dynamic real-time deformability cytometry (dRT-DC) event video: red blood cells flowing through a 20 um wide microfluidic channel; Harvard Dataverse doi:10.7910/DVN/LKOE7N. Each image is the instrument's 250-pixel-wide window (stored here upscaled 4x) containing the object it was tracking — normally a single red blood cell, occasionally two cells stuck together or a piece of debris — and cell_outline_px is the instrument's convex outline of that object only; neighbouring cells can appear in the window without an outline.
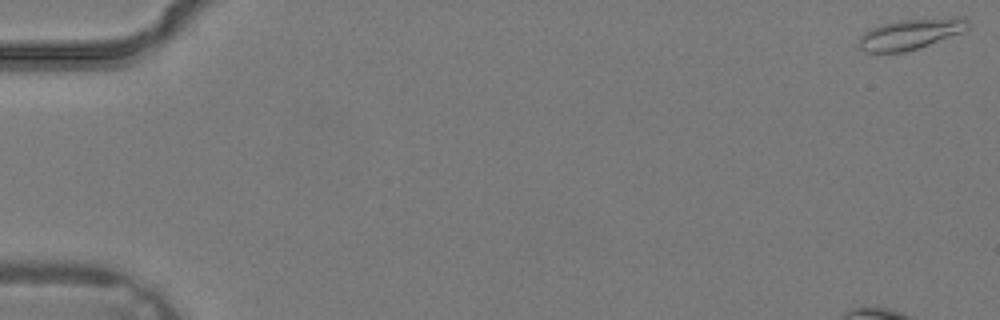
{"species": "common noctule bat (a hibernating species)", "species_latin": "Nyctalus noctula", "temperature_condition": "warm", "stored_images_in_passage": 5, "camera_frame_rate_fps": 3000, "um_per_image_px": 0.085, "animal": {"sex": "male", "body_mass_g": 19.2, "forearm_length_mm": 51.8}, "frame": {"image": 1, "passage_image": 1, "time_ms": 0.0, "image_size_px": [1000, 320], "cell_outline_px": [[972, 24], [968, 28], [960, 32], [928, 44], [904, 52], [864, 52], [860, 48], [860, 36], [864, 32], [880, 24], [900, 20], [952, 16], [964, 16]], "centroid_in_image_um": [77.43, 2.85], "position_along_channel_um": 7.6, "area_um2": 19.36}}